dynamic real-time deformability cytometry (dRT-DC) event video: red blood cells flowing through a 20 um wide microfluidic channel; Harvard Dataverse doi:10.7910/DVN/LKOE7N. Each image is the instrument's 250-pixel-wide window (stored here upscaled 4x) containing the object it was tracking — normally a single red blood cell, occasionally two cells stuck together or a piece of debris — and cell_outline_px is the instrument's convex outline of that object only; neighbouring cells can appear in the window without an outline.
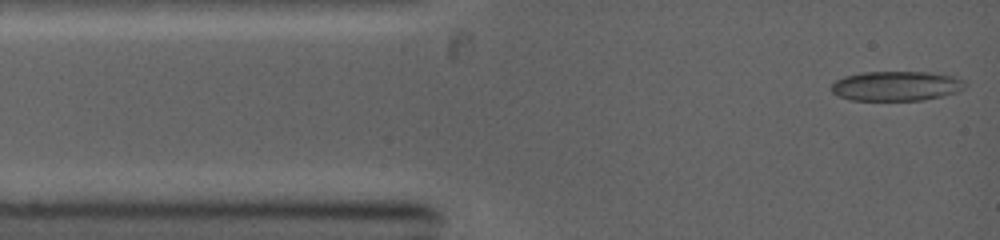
{"species": "common noctule bat (a hibernating species)", "species_latin": "Nyctalus noctula", "temperature_condition": "warm", "stored_images_in_passage": 62, "camera_frame_rate_fps": 5000, "um_per_image_px": 0.085, "animal": {"sex": "female", "body_mass_g": 19.0, "forearm_length_mm": 53.3}, "frame": {"image": 1, "passage_image": 1, "time_ms": 0.0, "image_size_px": [1000, 240], "cell_outline_px": [[968, 84], [964, 88], [956, 92], [924, 100], [852, 100], [840, 96], [832, 92], [832, 84], [836, 80], [844, 76], [860, 72], [928, 72], [952, 76], [964, 80]], "centroid_in_image_um": [76.19, 7.3], "position_along_channel_um": 8.8, "area_um2": 23.06}}
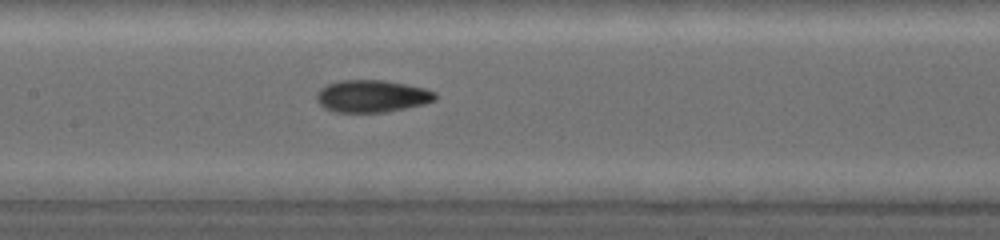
{"frame": {"image": 2, "passage_image": 23, "time_ms": 4.8, "image_size_px": [1000, 240], "cell_outline_px": [[436, 100], [424, 104], [384, 112], [332, 112], [324, 108], [316, 100], [316, 92], [320, 88], [328, 84], [344, 80], [384, 80], [424, 88], [436, 92]], "centroid_in_image_um": [31.59, 8.18], "position_along_channel_um": 175.8, "area_um2": 22.25}}
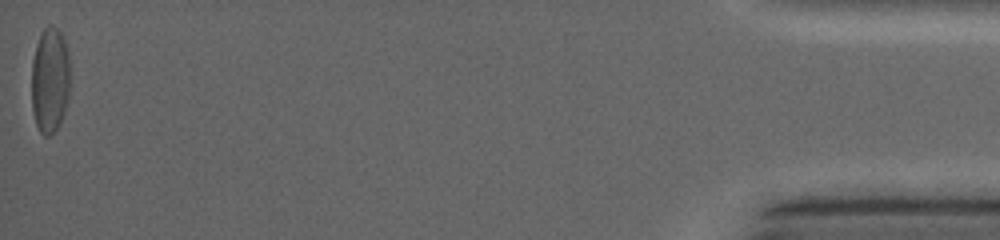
{"frame": {"image": 3, "passage_image": 61, "time_ms": 13.4, "image_size_px": [1000, 240], "cell_outline_px": [[68, 96], [64, 112], [60, 124], [48, 136], [44, 136], [40, 132], [36, 124], [32, 108], [32, 60], [36, 44], [40, 32], [48, 24], [52, 24], [60, 32], [64, 40], [68, 52]], "centroid_in_image_um": [4.22, 6.78], "position_along_channel_um": 431.0, "area_um2": 23.64}}